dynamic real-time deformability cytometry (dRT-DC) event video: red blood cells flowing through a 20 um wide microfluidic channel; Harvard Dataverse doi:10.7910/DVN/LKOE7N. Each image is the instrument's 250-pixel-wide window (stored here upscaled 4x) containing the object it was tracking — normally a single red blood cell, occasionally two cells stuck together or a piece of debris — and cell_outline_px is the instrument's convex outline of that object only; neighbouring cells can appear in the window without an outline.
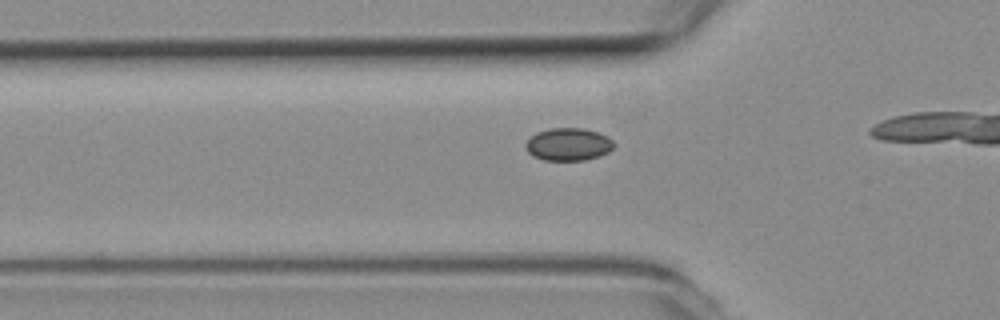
{"species": "common noctule bat (a hibernating species)", "species_latin": "Nyctalus noctula", "temperature_condition": "room temperature", "stored_images_in_passage": 8, "camera_frame_rate_fps": 3000, "um_per_image_px": 0.085, "animal": {"sex": "female", "body_mass_g": 19.3, "forearm_length_mm": 54.1}, "frame": {"image": 1, "passage_image": 3, "time_ms": 0.667, "image_size_px": [1000, 320], "cell_outline_px": [[616, 144], [608, 152], [600, 156], [584, 160], [544, 160], [532, 156], [524, 148], [524, 144], [536, 132], [552, 128], [584, 128], [596, 132], [612, 140]], "centroid_in_image_um": [48.28, 12.27], "position_along_channel_um": 77.5, "area_um2": 16.76}}
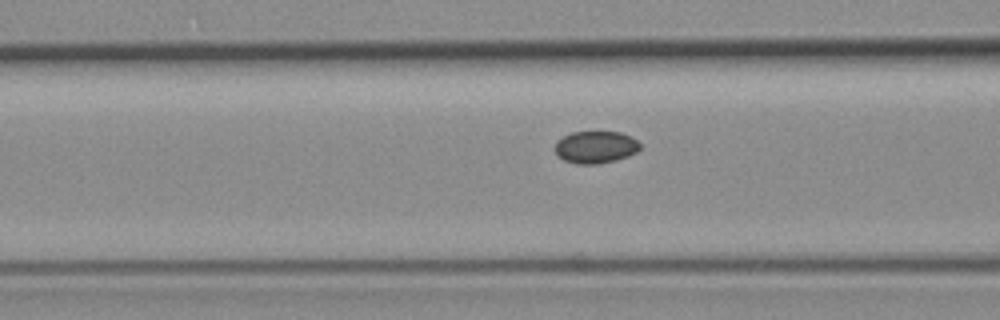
{"frame": {"image": 2, "passage_image": 6, "time_ms": 1.667, "image_size_px": [1000, 320], "cell_outline_px": [[640, 148], [636, 152], [628, 156], [616, 160], [596, 164], [576, 164], [564, 160], [556, 152], [556, 140], [572, 132], [620, 132], [632, 136], [640, 144]], "centroid_in_image_um": [50.64, 12.5], "position_along_channel_um": 116.0, "area_um2": 15.9}}